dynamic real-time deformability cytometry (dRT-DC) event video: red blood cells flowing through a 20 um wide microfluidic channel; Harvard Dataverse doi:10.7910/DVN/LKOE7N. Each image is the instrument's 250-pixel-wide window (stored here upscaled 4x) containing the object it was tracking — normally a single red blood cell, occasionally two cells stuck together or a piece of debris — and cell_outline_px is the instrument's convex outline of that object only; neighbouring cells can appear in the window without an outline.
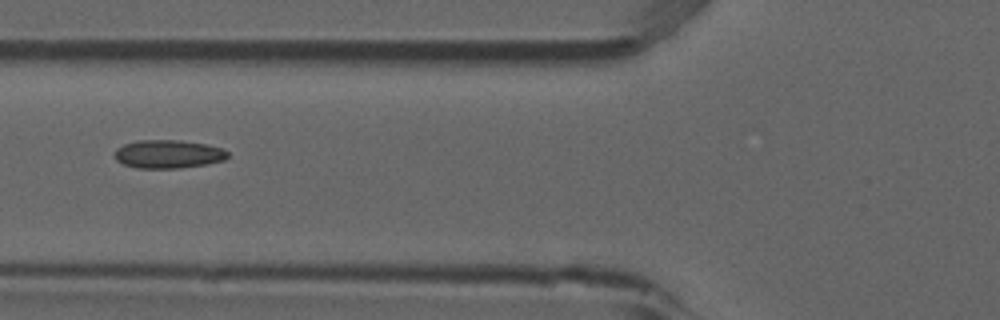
{"species": "common noctule bat (a hibernating species)", "species_latin": "Nyctalus noctula", "temperature_condition": "room temperature", "stored_images_in_passage": 4, "camera_frame_rate_fps": 3000, "um_per_image_px": 0.085, "animal": {"sex": "male", "forearm_length_mm": 52.5}, "frame": {"image": 1, "passage_image": 4, "time_ms": 1.0, "image_size_px": [1000, 320], "cell_outline_px": [[228, 156], [224, 160], [204, 164], [180, 168], [136, 168], [124, 164], [116, 160], [112, 152], [116, 148], [124, 144], [136, 140], [180, 140], [208, 144], [224, 148], [228, 152]], "centroid_in_image_um": [14.27, 13.08], "position_along_channel_um": 111.5, "area_um2": 18.9}}